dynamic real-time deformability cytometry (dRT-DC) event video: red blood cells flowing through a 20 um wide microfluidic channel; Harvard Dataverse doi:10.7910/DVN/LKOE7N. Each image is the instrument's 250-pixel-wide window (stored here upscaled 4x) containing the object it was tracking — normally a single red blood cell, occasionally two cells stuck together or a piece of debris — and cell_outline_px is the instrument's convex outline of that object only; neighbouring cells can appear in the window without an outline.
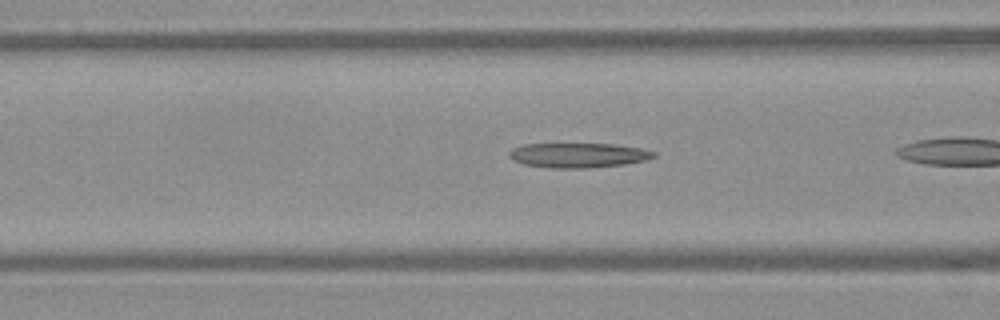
{"species": "Egyptian fruit bat (a non-hibernating species)", "species_latin": "Rousettus aegyptiacus", "temperature_condition": "warm", "stored_images_in_passage": 38, "camera_frame_rate_fps": 3000, "um_per_image_px": 0.085, "frame": {"image": 1, "passage_image": 17, "time_ms": 5.333, "image_size_px": [1000, 320], "cell_outline_px": [[656, 156], [644, 160], [624, 164], [588, 168], [552, 168], [524, 164], [512, 160], [508, 156], [508, 152], [512, 148], [524, 144], [612, 144], [640, 148], [656, 152]], "centroid_in_image_um": [49.11, 13.19], "position_along_channel_um": 117.5, "area_um2": 20.75}}